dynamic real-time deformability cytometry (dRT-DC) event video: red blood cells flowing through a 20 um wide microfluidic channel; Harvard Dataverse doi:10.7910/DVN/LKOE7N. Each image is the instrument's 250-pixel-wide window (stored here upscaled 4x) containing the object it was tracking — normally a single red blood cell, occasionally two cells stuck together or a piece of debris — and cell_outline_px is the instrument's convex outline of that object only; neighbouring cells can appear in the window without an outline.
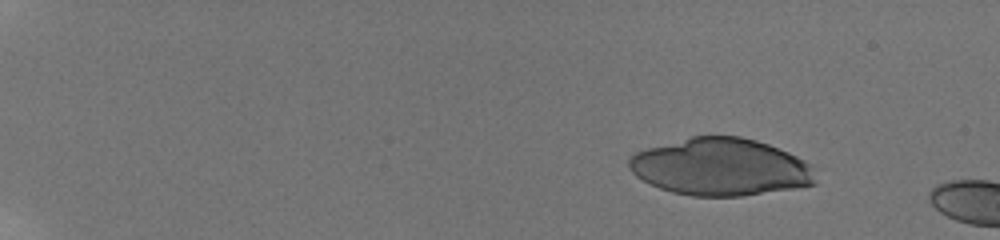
{"species": "human", "species_latin": "Homo sapiens", "temperature_condition": "room temperature", "stored_images_in_passage": 8, "camera_frame_rate_fps": 3000, "um_per_image_px": 0.085, "donor": {"sex": "male"}, "frame": {"image": 1, "passage_image": 4, "time_ms": 1.667, "image_size_px": [1000, 240], "cell_outline_px": [[816, 184], [792, 188], [740, 196], [692, 196], [672, 192], [660, 188], [636, 176], [628, 168], [628, 160], [636, 152], [648, 148], [692, 136], [740, 136], [756, 140], [768, 144], [788, 152], [812, 164]], "centroid_in_image_um": [61.25, 14.19], "position_along_channel_um": 23.7, "area_um2": 61.96}}